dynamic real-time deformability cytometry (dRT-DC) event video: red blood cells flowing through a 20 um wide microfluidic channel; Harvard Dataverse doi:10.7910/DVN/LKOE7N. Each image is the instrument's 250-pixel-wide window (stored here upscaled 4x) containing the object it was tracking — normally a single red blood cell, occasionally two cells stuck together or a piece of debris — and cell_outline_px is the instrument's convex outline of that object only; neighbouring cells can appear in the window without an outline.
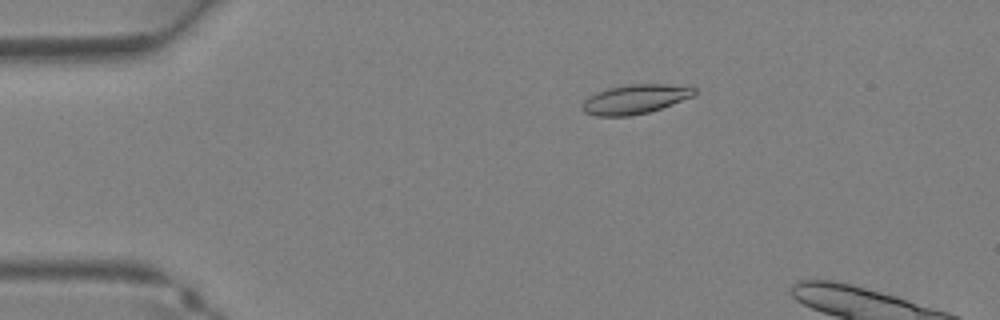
{"species": "Egyptian fruit bat (a non-hibernating species)", "species_latin": "Rousettus aegyptiacus", "temperature_condition": "warm", "stored_images_in_passage": 6, "camera_frame_rate_fps": 3000, "um_per_image_px": 0.085, "animal": {"sex": "female"}, "frame": {"image": 1, "passage_image": 1, "time_ms": 0.0, "image_size_px": [1000, 320], "cell_outline_px": [[696, 92], [692, 96], [672, 104], [648, 112], [628, 116], [596, 116], [584, 112], [580, 108], [580, 104], [588, 96], [596, 92], [608, 88], [632, 84], [664, 84], [696, 88]], "centroid_in_image_um": [53.9, 8.44], "position_along_channel_um": 31.1, "area_um2": 19.02}}